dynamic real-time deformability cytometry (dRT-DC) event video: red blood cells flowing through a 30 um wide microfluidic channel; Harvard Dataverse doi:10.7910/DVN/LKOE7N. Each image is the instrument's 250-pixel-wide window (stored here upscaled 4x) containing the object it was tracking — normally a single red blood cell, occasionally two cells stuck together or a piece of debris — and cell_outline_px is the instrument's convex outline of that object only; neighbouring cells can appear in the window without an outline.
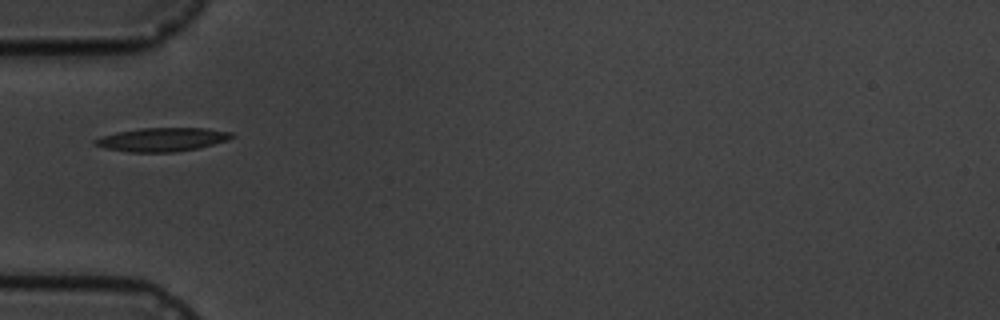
{"species": "common noctule bat (a hibernating species)", "species_latin": "Nyctalus noctula", "temperature_condition": "cold", "stored_images_in_passage": 16, "camera_frame_rate_fps": 3000, "um_per_image_px": 0.085, "animal": {"sex": "male", "body_mass_g": 19.5, "forearm_length_mm": 54.6}, "frame": {"image": 1, "passage_image": 6, "time_ms": 6.667, "image_size_px": [1000, 320], "cell_outline_px": [[236, 136], [228, 140], [200, 148], [172, 152], [128, 152], [104, 148], [92, 144], [92, 140], [116, 132], [140, 128], [208, 128], [236, 132]], "centroid_in_image_um": [13.84, 11.85], "position_along_channel_um": 71.2, "area_um2": 19.13}}
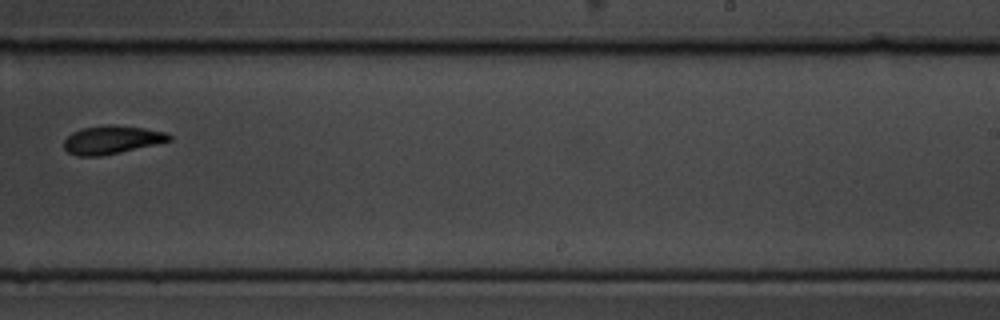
{"frame": {"image": 2, "passage_image": 11, "time_ms": 12.667, "image_size_px": [1000, 320], "cell_outline_px": [[172, 140], [156, 144], [120, 152], [100, 156], [76, 156], [68, 152], [64, 148], [64, 140], [72, 132], [80, 128], [108, 124], [116, 124], [144, 128], [168, 132], [172, 136]], "centroid_in_image_um": [9.5, 11.86], "position_along_channel_um": 279.5, "area_um2": 17.51}}
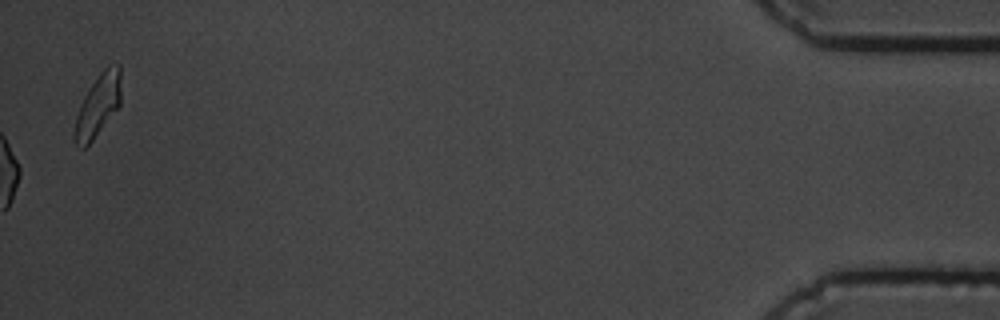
{"frame": {"image": 3, "passage_image": 16, "time_ms": 19.333, "image_size_px": [1000, 320], "cell_outline_px": [[120, 104], [92, 140], [84, 148], [76, 148], [72, 140], [72, 132], [76, 116], [80, 104], [88, 88], [100, 72], [108, 64], [120, 64]], "centroid_in_image_um": [8.27, 8.98], "position_along_channel_um": 426.9, "area_um2": 16.99}, "authors_computed_cell_mechanics": {"area_um2": 18.2648, "velocity_mm_per_s": 3.4786, "shape_relaxation_time_tau1_ms": 2.6564, "shape_relaxation_time_tau2_ms": 2.3735, "deformation_change_tau1": 0.0893, "deformation_change_tau2": 0.0811}}